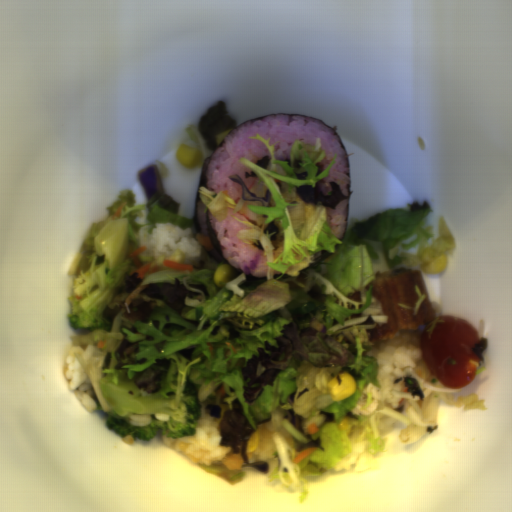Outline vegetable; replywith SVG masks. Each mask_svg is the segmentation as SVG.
Returning a JSON list of instances; mask_svg holds the SVG:
<instances>
[{
    "instance_id": "obj_1",
    "label": "vegetable",
    "mask_w": 512,
    "mask_h": 512,
    "mask_svg": "<svg viewBox=\"0 0 512 512\" xmlns=\"http://www.w3.org/2000/svg\"><path fill=\"white\" fill-rule=\"evenodd\" d=\"M265 143L268 157L240 162L245 176H258L274 207L247 205L263 215L259 226L238 238L264 252L266 276L236 273L225 287L214 273L226 265L203 256L188 261L182 251L168 257H137L159 269L138 279L131 255L145 247L156 223L185 228L188 217L179 203L161 192L135 205V191L122 190L106 219L90 225L70 267L73 293L67 317L77 334L73 345H98L95 363L76 354L104 411L110 407L99 387L109 374L115 383L131 382L145 394L193 398L199 416L216 419L221 446L229 447L205 471L236 484L242 467H253L267 480L280 479L300 493L306 476L321 474L346 456L356 439H366L374 457L385 450L383 434L393 422L404 424L400 436L412 443L437 427V402L467 410H487L476 393L455 399L465 387L446 388L425 360L404 377L394 392V407L371 415L354 408L376 381L377 363L367 338L388 323L372 293L376 274L424 269L434 257L446 259L457 246L441 216L438 229L429 223L425 200L358 221L341 240L334 238L328 209L346 200L339 184L327 179L338 158L324 169L320 138L293 144L287 158L275 159L278 142ZM163 260L193 265V272L165 268ZM348 372L356 392L332 401L328 383ZM320 431L307 434L311 424ZM259 431L258 448L246 444ZM316 447L295 463L304 448Z\"/></svg>"
},
{
    "instance_id": "obj_2",
    "label": "vegetable",
    "mask_w": 512,
    "mask_h": 512,
    "mask_svg": "<svg viewBox=\"0 0 512 512\" xmlns=\"http://www.w3.org/2000/svg\"><path fill=\"white\" fill-rule=\"evenodd\" d=\"M185 132L188 133L191 136V138L195 140L196 149H198L199 151V159L196 166H194L198 168L205 163V159H207V157L211 155V152L196 125L188 127L185 130Z\"/></svg>"
}]
</instances>
